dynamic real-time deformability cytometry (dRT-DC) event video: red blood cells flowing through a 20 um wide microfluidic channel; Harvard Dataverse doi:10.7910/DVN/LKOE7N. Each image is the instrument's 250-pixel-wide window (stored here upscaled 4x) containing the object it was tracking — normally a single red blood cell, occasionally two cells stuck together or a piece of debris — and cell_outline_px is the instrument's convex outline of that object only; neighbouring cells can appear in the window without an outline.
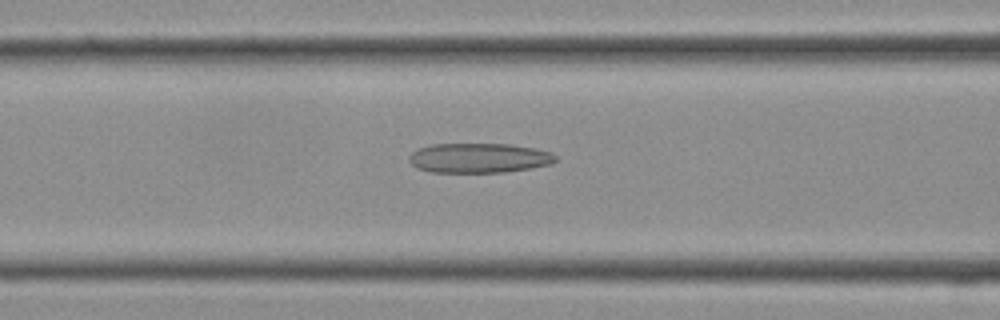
{"species": "Egyptian fruit bat (a non-hibernating species)", "species_latin": "Rousettus aegyptiacus", "temperature_condition": "cold", "stored_images_in_passage": 13, "camera_frame_rate_fps": 3000, "um_per_image_px": 0.085, "frame": {"image": 1, "passage_image": 5, "time_ms": 1.333, "image_size_px": [1000, 320], "cell_outline_px": [[556, 160], [552, 164], [532, 168], [504, 172], [432, 172], [416, 168], [408, 160], [408, 156], [412, 152], [420, 148], [432, 144], [508, 144], [536, 148], [552, 152], [556, 156]], "centroid_in_image_um": [40.73, 13.43], "position_along_channel_um": 125.9, "area_um2": 25.49}}
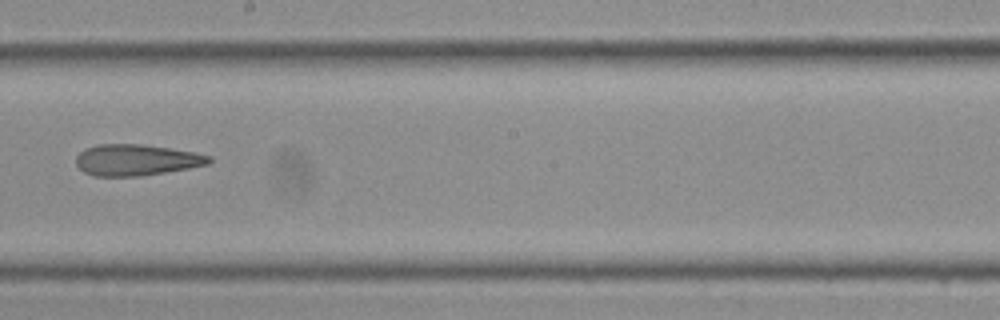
{"frame": {"image": 2, "passage_image": 10, "time_ms": 3.0, "image_size_px": [1000, 320], "cell_outline_px": [[212, 160], [208, 164], [188, 168], [140, 176], [92, 176], [84, 172], [76, 164], [76, 156], [80, 152], [88, 148], [100, 144], [140, 144], [196, 152], [212, 156]], "centroid_in_image_um": [11.59, 13.6], "position_along_channel_um": 236.6, "area_um2": 24.04}}
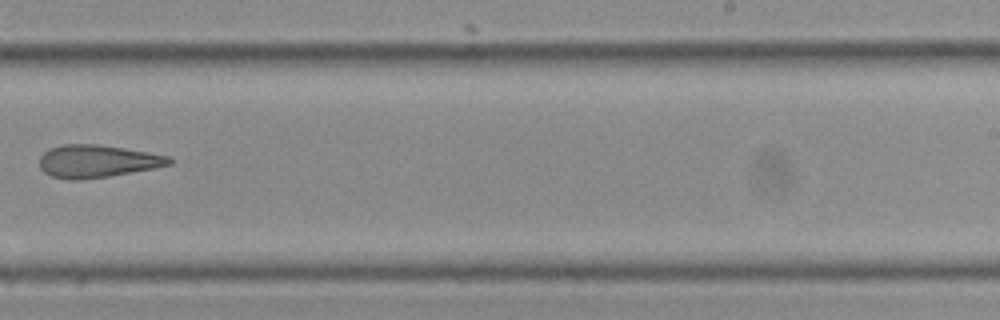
{"frame": {"image": 3, "passage_image": 12, "time_ms": 3.667, "image_size_px": [1000, 320], "cell_outline_px": [[172, 164], [156, 168], [112, 176], [80, 180], [68, 180], [52, 176], [44, 172], [40, 168], [40, 156], [48, 148], [64, 144], [96, 144], [124, 148], [172, 156]], "centroid_in_image_um": [8.29, 13.71], "position_along_channel_um": 280.7, "area_um2": 24.97}}